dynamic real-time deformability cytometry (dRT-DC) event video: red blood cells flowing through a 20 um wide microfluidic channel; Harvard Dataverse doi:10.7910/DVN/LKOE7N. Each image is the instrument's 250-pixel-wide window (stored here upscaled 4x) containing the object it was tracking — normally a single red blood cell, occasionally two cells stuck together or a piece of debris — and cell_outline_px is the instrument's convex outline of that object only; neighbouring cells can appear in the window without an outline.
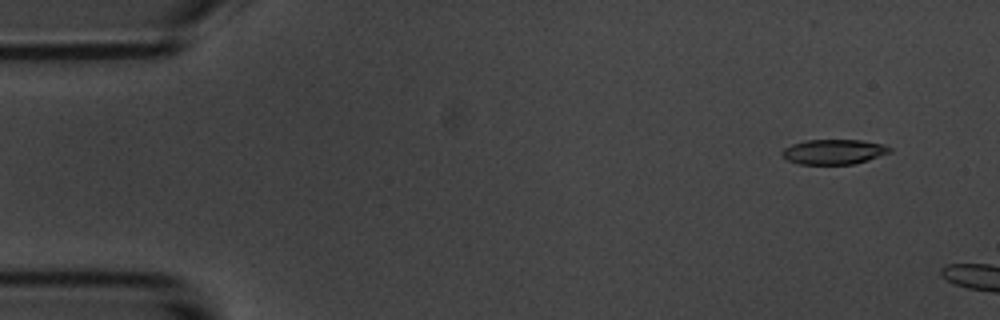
{"species": "common noctule bat (a hibernating species)", "species_latin": "Nyctalus noctula", "temperature_condition": "room temperature", "stored_images_in_passage": 3, "camera_frame_rate_fps": 3000, "um_per_image_px": 0.085, "animal": {"sex": "male", "body_mass_g": 20.1, "forearm_length_mm": 53.5}, "frame": {"image": 1, "passage_image": 1, "time_ms": 0.0, "image_size_px": [1000, 320], "cell_outline_px": [[892, 152], [868, 160], [852, 164], [800, 164], [788, 160], [780, 152], [784, 148], [792, 144], [804, 140], [860, 140], [884, 144], [892, 148]], "centroid_in_image_um": [70.89, 12.89], "position_along_channel_um": 14.1, "area_um2": 15.66}}